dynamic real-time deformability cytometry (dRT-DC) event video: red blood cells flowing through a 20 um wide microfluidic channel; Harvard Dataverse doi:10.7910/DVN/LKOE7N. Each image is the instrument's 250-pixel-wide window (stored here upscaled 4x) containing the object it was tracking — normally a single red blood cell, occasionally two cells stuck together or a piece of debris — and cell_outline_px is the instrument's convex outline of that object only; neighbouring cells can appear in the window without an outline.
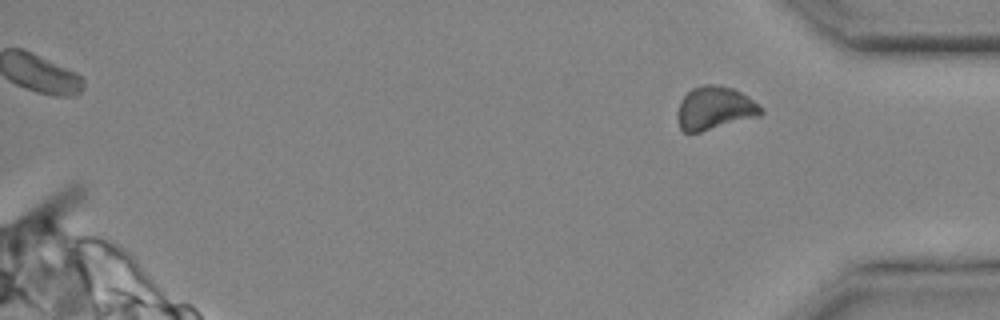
{"species": "common noctule bat (a hibernating species)", "species_latin": "Nyctalus noctula", "temperature_condition": "cold", "stored_images_in_passage": 25, "segment_of_instrument_passage": [2, 2], "camera_frame_rate_fps": 3000, "um_per_image_px": 0.085, "animal": {"sex": "male", "body_mass_g": 20.4}, "frame": {"image": 1, "passage_image": 25, "time_ms": 8.0, "image_size_px": [1000, 320], "cell_outline_px": [[764, 112], [760, 116], [700, 132], [684, 132], [680, 128], [676, 116], [676, 112], [680, 100], [692, 88], [704, 84], [720, 84], [732, 88], [748, 96]], "centroid_in_image_um": [60.71, 9.19], "position_along_channel_um": 374.5, "area_um2": 21.1}}